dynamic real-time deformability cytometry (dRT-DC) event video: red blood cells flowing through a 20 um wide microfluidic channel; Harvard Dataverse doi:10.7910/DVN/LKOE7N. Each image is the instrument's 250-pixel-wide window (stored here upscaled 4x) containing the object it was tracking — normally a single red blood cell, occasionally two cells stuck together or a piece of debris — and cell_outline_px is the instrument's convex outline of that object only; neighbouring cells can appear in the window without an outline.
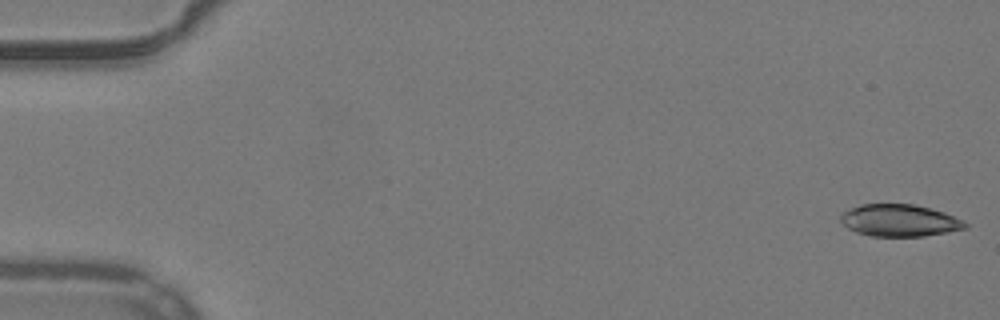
{"species": "common noctule bat (a hibernating species)", "species_latin": "Nyctalus noctula", "temperature_condition": "warm", "stored_images_in_passage": 52, "camera_frame_rate_fps": 3000, "um_per_image_px": 0.085, "animal": {"sex": "male", "body_mass_g": 19.2, "forearm_length_mm": 51.8}, "frame": {"image": 1, "passage_image": 1, "time_ms": 0.0, "image_size_px": [1000, 320], "cell_outline_px": [[968, 228], [948, 232], [924, 236], [872, 236], [856, 232], [848, 228], [840, 220], [840, 216], [844, 212], [860, 204], [916, 204], [932, 208], [944, 212], [964, 220], [968, 224]], "centroid_in_image_um": [76.51, 18.73], "position_along_channel_um": 8.5, "area_um2": 23.35}}
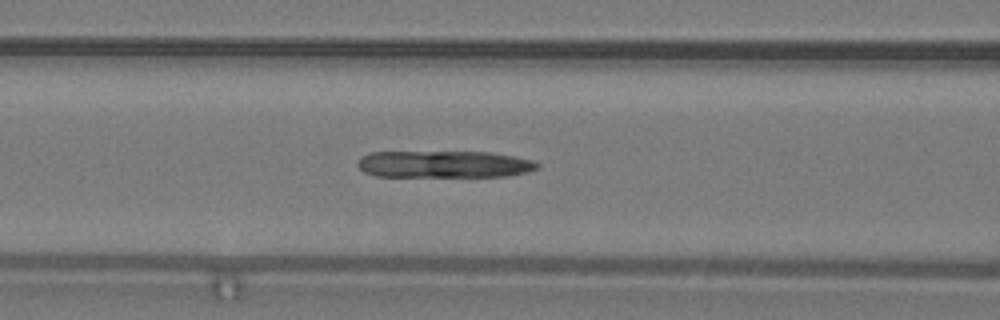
{"frame": {"image": 2, "passage_image": 22, "time_ms": 7.0, "image_size_px": [1000, 320], "cell_outline_px": [[540, 168], [508, 176], [376, 176], [364, 172], [356, 164], [356, 160], [360, 156], [372, 152], [492, 152], [532, 160], [540, 164]], "centroid_in_image_um": [37.71, 13.95], "position_along_channel_um": 128.9, "area_um2": 28.26}}
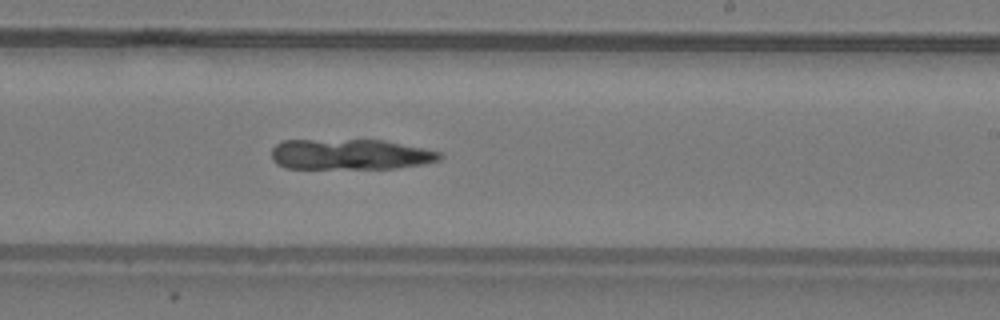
{"frame": {"image": 3, "passage_image": 32, "time_ms": 10.333, "image_size_px": [1000, 320], "cell_outline_px": [[444, 156], [440, 160], [424, 164], [396, 168], [284, 168], [276, 164], [272, 160], [272, 148], [280, 140], [384, 140], [424, 148], [440, 152]], "centroid_in_image_um": [29.76, 13.12], "position_along_channel_um": 259.2, "area_um2": 30.17}}